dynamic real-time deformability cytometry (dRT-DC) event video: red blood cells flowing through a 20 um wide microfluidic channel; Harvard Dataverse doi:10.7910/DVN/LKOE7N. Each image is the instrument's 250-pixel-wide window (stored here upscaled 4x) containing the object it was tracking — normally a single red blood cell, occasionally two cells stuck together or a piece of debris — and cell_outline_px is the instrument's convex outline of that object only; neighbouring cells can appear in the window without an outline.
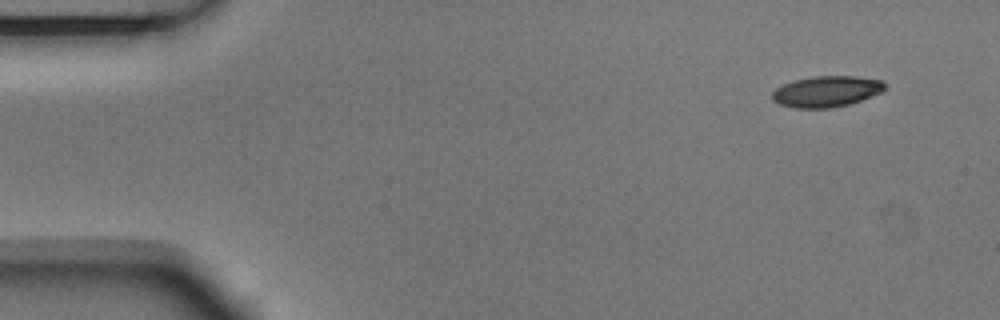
{"species": "Egyptian fruit bat (a non-hibernating species)", "species_latin": "Rousettus aegyptiacus", "temperature_condition": "room temperature", "stored_images_in_passage": 5, "camera_frame_rate_fps": 3000, "um_per_image_px": 0.085, "animal": {"sex": "male"}, "frame": {"image": 1, "passage_image": 1, "time_ms": 0.0, "image_size_px": [1000, 320], "cell_outline_px": [[888, 84], [880, 92], [860, 100], [848, 104], [828, 108], [796, 108], [780, 104], [772, 100], [772, 92], [776, 88], [784, 84], [796, 80], [812, 76], [856, 76], [880, 80]], "centroid_in_image_um": [70.23, 7.77], "position_along_channel_um": 14.8, "area_um2": 20.11}}
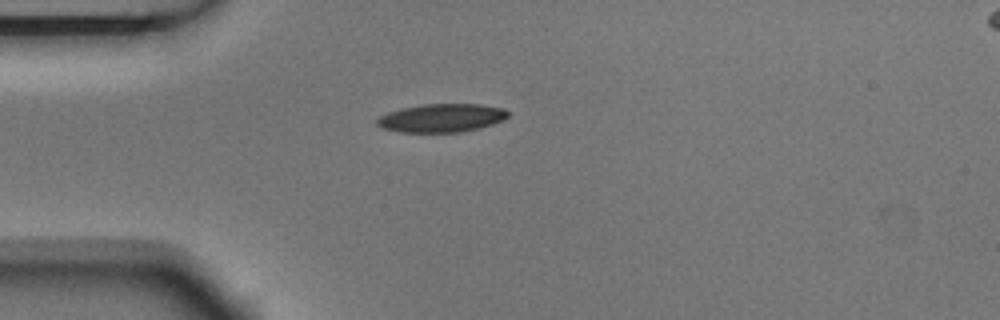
{"frame": {"image": 2, "passage_image": 4, "time_ms": 1.0, "image_size_px": [1000, 320], "cell_outline_px": [[508, 116], [504, 120], [492, 124], [460, 132], [400, 132], [384, 128], [376, 124], [376, 120], [380, 116], [388, 112], [404, 108], [424, 104], [480, 104], [504, 108], [508, 112]], "centroid_in_image_um": [37.55, 10.02], "position_along_channel_um": 47.5, "area_um2": 21.44}}